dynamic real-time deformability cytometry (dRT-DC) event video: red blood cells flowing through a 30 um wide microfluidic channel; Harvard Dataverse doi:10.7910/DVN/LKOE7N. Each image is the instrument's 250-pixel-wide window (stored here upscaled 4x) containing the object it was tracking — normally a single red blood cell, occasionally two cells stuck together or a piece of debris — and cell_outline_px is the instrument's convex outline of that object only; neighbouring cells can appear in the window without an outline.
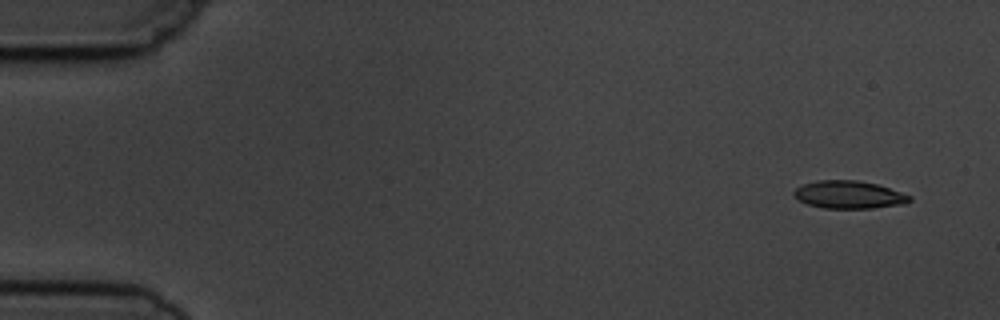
{"species": "common noctule bat (a hibernating species)", "species_latin": "Nyctalus noctula", "temperature_condition": "cold", "stored_images_in_passage": 6, "camera_frame_rate_fps": 3000, "um_per_image_px": 0.085, "animal": {"sex": "male", "body_mass_g": 19.5, "forearm_length_mm": 54.6}, "frame": {"image": 1, "passage_image": 1, "time_ms": 0.0, "image_size_px": [1000, 320], "cell_outline_px": [[912, 200], [908, 204], [872, 208], [824, 208], [808, 204], [792, 196], [792, 192], [796, 188], [804, 184], [816, 180], [856, 180], [876, 184], [912, 196]], "centroid_in_image_um": [72.17, 16.55], "position_along_channel_um": 12.8, "area_um2": 18.73}}